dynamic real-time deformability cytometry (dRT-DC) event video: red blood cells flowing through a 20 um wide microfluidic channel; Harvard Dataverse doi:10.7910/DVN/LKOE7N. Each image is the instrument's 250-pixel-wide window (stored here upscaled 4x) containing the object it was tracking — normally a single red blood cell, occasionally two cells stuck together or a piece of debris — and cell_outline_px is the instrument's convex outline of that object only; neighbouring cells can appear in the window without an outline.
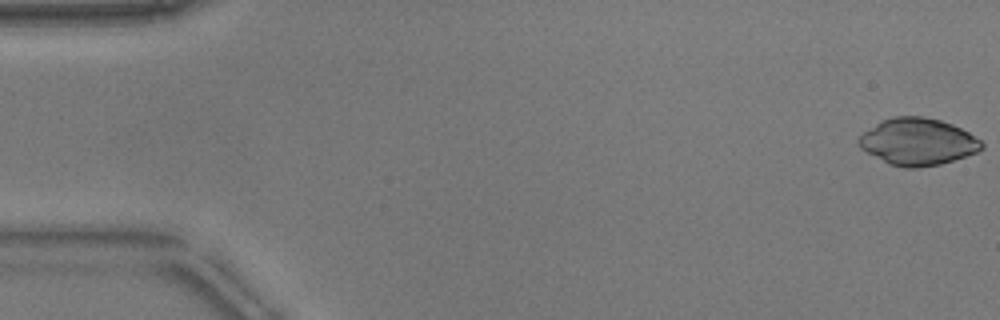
{"species": "common noctule bat (a hibernating species)", "species_latin": "Nyctalus noctula", "temperature_condition": "warm", "stored_images_in_passage": 10, "camera_frame_rate_fps": 3000, "um_per_image_px": 0.085, "animal": {"sex": "male", "body_mass_g": 17.9}, "frame": {"image": 1, "passage_image": 1, "time_ms": 0.0, "image_size_px": [1000, 320], "cell_outline_px": [[984, 148], [976, 152], [940, 164], [916, 168], [904, 168], [888, 164], [860, 148], [856, 140], [864, 132], [880, 120], [892, 116], [924, 116], [940, 120], [952, 124], [968, 132], [980, 140], [984, 144]], "centroid_in_image_um": [77.98, 12.04], "position_along_channel_um": 7.0, "area_um2": 33.64}}